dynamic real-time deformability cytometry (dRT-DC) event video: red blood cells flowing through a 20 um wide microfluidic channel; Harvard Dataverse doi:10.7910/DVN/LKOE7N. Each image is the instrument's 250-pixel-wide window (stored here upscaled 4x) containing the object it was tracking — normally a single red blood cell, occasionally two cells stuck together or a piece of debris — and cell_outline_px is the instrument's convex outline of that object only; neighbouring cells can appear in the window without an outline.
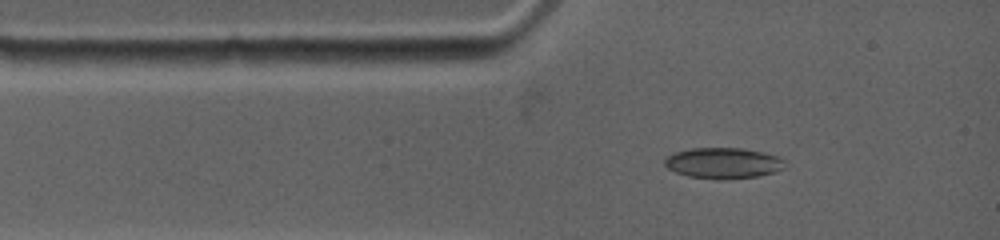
{"species": "common noctule bat (a hibernating species)", "species_latin": "Nyctalus noctula", "temperature_condition": "warm", "stored_images_in_passage": 11, "camera_frame_rate_fps": 4500, "um_per_image_px": 0.085, "animal": {"sex": "female", "body_mass_g": 19.0, "forearm_length_mm": 53.3}, "frame": {"image": 1, "passage_image": 2, "time_ms": 0.667, "image_size_px": [1000, 240], "cell_outline_px": [[784, 168], [776, 172], [756, 176], [728, 180], [720, 180], [688, 176], [676, 172], [668, 168], [664, 164], [664, 160], [672, 152], [692, 148], [740, 148], [760, 152], [776, 156], [784, 160]], "centroid_in_image_um": [61.44, 13.87], "position_along_channel_um": 23.6, "area_um2": 21.62}}
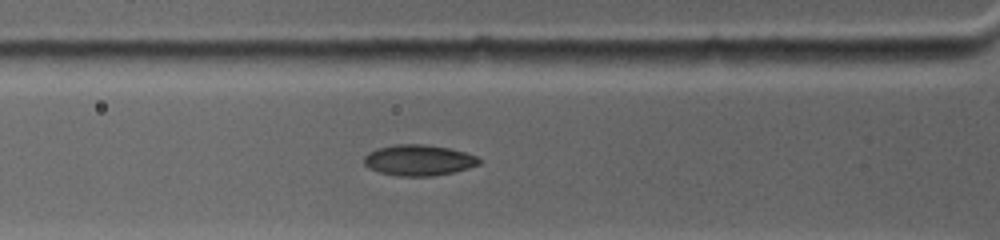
{"frame": {"image": 2, "passage_image": 5, "time_ms": 2.667, "image_size_px": [1000, 240], "cell_outline_px": [[480, 164], [468, 168], [452, 172], [432, 176], [396, 176], [380, 172], [364, 164], [364, 156], [368, 152], [376, 148], [396, 144], [424, 144], [448, 148], [464, 152], [476, 156], [480, 160]], "centroid_in_image_um": [35.57, 13.61], "position_along_channel_um": 90.2, "area_um2": 20.58}}